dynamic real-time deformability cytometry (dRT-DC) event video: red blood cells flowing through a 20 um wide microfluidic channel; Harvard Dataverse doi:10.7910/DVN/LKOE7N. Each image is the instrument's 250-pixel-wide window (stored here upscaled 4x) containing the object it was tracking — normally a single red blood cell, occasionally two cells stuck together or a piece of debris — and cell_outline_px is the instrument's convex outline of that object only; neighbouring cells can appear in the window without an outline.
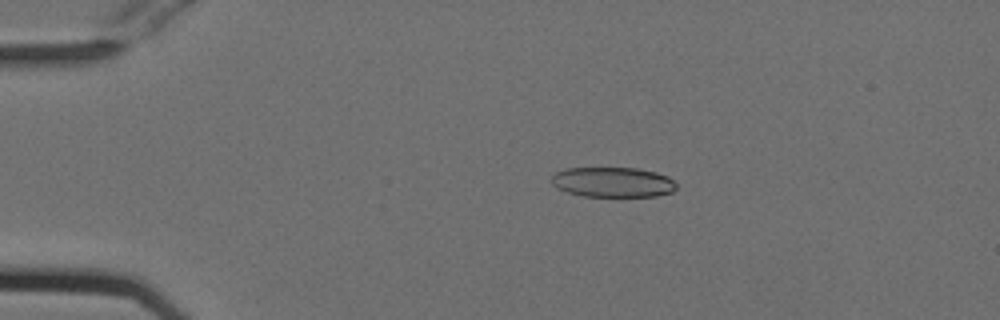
{"species": "Egyptian fruit bat (a non-hibernating species)", "species_latin": "Rousettus aegyptiacus", "temperature_condition": "cold", "stored_images_in_passage": 54, "camera_frame_rate_fps": 3000, "um_per_image_px": 0.085, "animal": {"sex": "female"}, "frame": {"image": 1, "passage_image": 11, "time_ms": 3.333, "image_size_px": [1000, 320], "cell_outline_px": [[676, 188], [672, 192], [656, 196], [584, 196], [568, 192], [556, 188], [552, 184], [552, 176], [556, 172], [564, 168], [636, 168], [656, 172], [668, 176], [676, 184]], "centroid_in_image_um": [52.08, 15.48], "position_along_channel_um": 32.9, "area_um2": 21.85}}
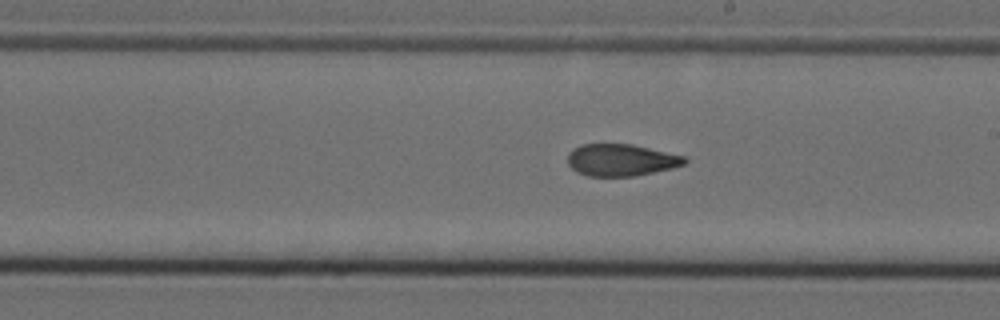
{"frame": {"image": 2, "passage_image": 31, "time_ms": 10.0, "image_size_px": [1000, 320], "cell_outline_px": [[688, 160], [684, 164], [672, 168], [636, 176], [588, 176], [576, 172], [568, 164], [568, 152], [580, 144], [632, 144], [684, 156]], "centroid_in_image_um": [52.77, 13.6], "position_along_channel_um": 236.2, "area_um2": 21.79}}
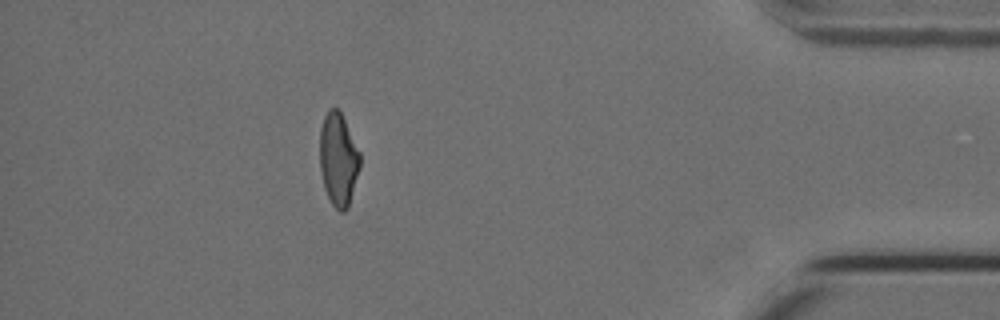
{"frame": {"image": 3, "passage_image": 48, "time_ms": 15.667, "image_size_px": [1000, 320], "cell_outline_px": [[360, 168], [348, 208], [344, 212], [340, 212], [332, 204], [324, 188], [320, 172], [320, 128], [324, 116], [328, 108], [336, 108], [340, 112], [360, 152]], "centroid_in_image_um": [28.75, 13.56], "position_along_channel_um": 406.4, "area_um2": 21.79}, "authors_computed_cell_mechanics": {"area_um2": 22.7732, "velocity_mm_per_s": 3.7954, "shape_relaxation_time_tau1_ms": null, "shape_relaxation_time_tau2_ms": 2.376, "deformation_change_tau1": null, "deformation_change_tau2": 0.0942}}